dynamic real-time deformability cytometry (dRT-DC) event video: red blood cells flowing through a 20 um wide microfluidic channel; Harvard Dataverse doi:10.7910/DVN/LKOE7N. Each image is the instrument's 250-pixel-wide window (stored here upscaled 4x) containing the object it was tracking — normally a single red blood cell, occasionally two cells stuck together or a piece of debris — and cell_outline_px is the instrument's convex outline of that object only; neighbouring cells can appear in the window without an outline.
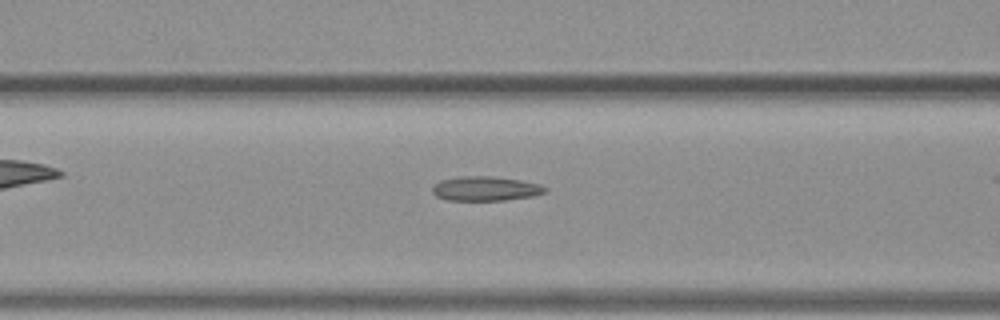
{"species": "common noctule bat (a hibernating species)", "species_latin": "Nyctalus noctula", "temperature_condition": "warm", "stored_images_in_passage": 33, "camera_frame_rate_fps": 3000, "um_per_image_px": 0.085, "animal": {"sex": "female", "body_mass_g": 19.3, "forearm_length_mm": 54.1}, "frame": {"image": 1, "passage_image": 12, "time_ms": 3.667, "image_size_px": [1000, 320], "cell_outline_px": [[548, 188], [544, 192], [532, 196], [504, 200], [444, 200], [436, 196], [432, 192], [432, 188], [440, 180], [460, 176], [492, 176], [520, 180], [540, 184]], "centroid_in_image_um": [41.24, 16.03], "position_along_channel_um": 125.4, "area_um2": 16.01}}
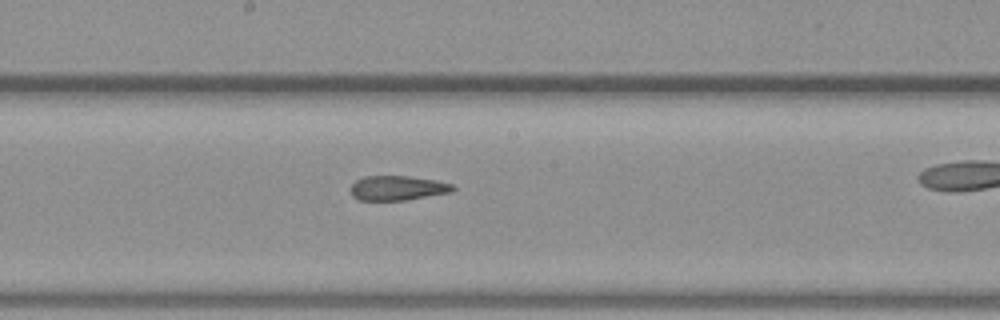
{"frame": {"image": 2, "passage_image": 19, "time_ms": 6.0, "image_size_px": [1000, 320], "cell_outline_px": [[456, 188], [452, 192], [404, 200], [356, 200], [352, 196], [352, 184], [356, 180], [364, 176], [408, 176], [436, 180], [452, 184]], "centroid_in_image_um": [33.79, 15.98], "position_along_channel_um": 214.4, "area_um2": 14.62}}
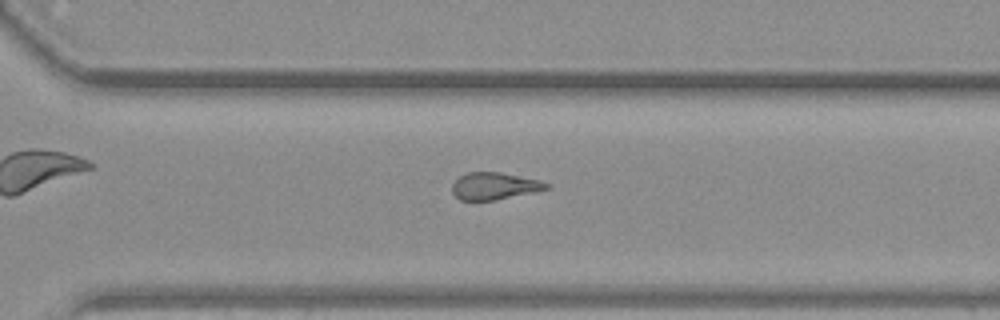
{"frame": {"image": 3, "passage_image": 28, "time_ms": 9.0, "image_size_px": [1000, 320], "cell_outline_px": [[552, 184], [548, 188], [532, 192], [496, 200], [460, 200], [452, 192], [452, 184], [460, 176], [468, 172], [500, 172], [540, 180]], "centroid_in_image_um": [42.02, 15.81], "position_along_channel_um": 328.6, "area_um2": 14.8}}